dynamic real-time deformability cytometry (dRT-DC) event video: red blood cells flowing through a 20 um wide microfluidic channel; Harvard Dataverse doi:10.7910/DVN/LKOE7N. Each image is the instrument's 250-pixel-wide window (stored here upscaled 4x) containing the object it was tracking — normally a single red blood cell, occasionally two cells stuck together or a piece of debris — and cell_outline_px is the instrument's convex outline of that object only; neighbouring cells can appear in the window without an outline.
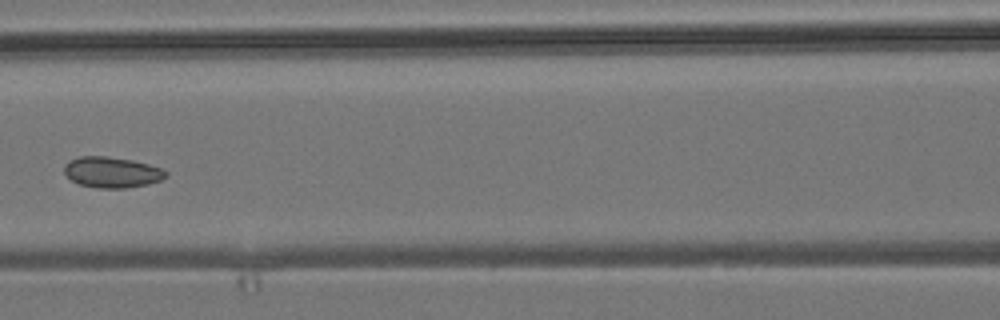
{"species": "common noctule bat (a hibernating species)", "species_latin": "Nyctalus noctula", "temperature_condition": "room temperature", "stored_images_in_passage": 7, "camera_frame_rate_fps": 3000, "um_per_image_px": 0.085, "animal": {"sex": "male", "body_mass_g": 19.2, "forearm_length_mm": 51.8}, "frame": {"image": 1, "passage_image": 6, "time_ms": 6.0, "image_size_px": [1000, 320], "cell_outline_px": [[168, 176], [160, 180], [148, 184], [124, 188], [96, 188], [80, 184], [72, 180], [64, 172], [64, 164], [68, 160], [80, 156], [108, 156], [132, 160], [164, 168], [168, 172]], "centroid_in_image_um": [9.52, 14.63], "position_along_channel_um": 157.1, "area_um2": 18.38}}
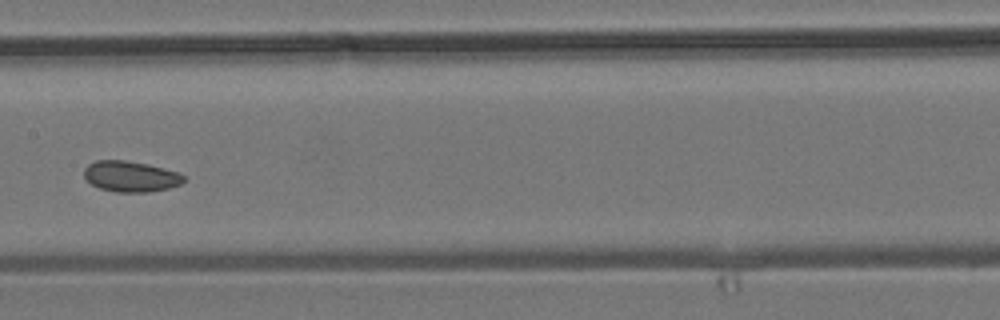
{"frame": {"image": 2, "passage_image": 7, "time_ms": 7.0, "image_size_px": [1000, 320], "cell_outline_px": [[184, 180], [180, 184], [168, 188], [148, 192], [116, 192], [100, 188], [92, 184], [84, 176], [84, 168], [88, 164], [96, 160], [124, 160], [148, 164], [180, 172], [184, 176]], "centroid_in_image_um": [11.11, 14.99], "position_along_channel_um": 196.3, "area_um2": 17.86}}